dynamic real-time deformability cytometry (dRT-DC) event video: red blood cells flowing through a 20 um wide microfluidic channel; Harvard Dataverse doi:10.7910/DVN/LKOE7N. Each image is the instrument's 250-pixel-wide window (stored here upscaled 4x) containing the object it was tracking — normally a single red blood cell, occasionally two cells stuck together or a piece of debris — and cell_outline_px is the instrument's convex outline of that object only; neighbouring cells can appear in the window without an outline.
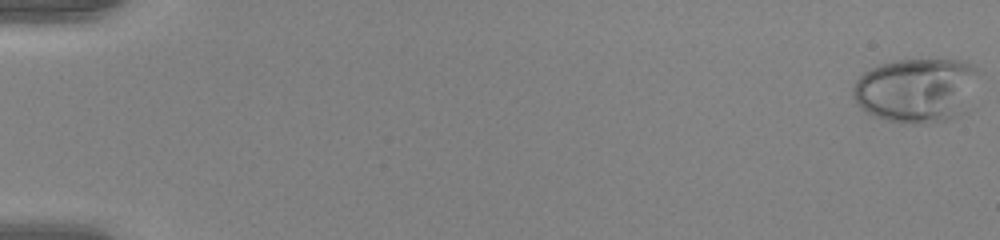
{"species": "human", "species_latin": "Homo sapiens", "temperature_condition": "warm", "stored_images_in_passage": 54, "camera_frame_rate_fps": 3000, "um_per_image_px": 0.085, "donor": {"sex": "female"}, "frame": {"image": 1, "passage_image": 1, "time_ms": 0.0, "image_size_px": [1000, 240], "cell_outline_px": [[976, 72], [952, 116], [944, 120], [888, 120], [876, 116], [868, 112], [856, 100], [852, 92], [852, 88], [856, 80], [864, 72], [880, 64], [896, 60], [968, 60], [976, 68]], "centroid_in_image_um": [77.7, 7.55], "position_along_channel_um": 7.3, "area_um2": 43.7}}
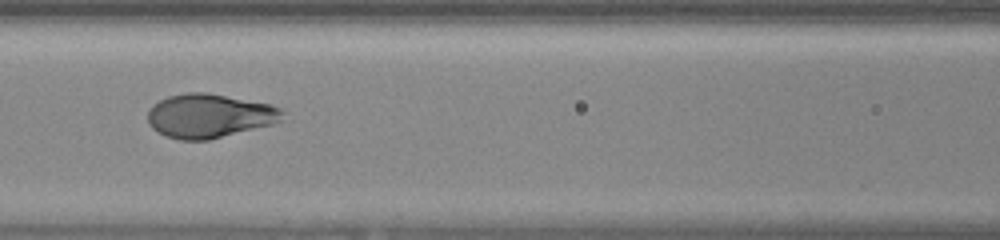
{"frame": {"image": 2, "passage_image": 26, "time_ms": 8.333, "image_size_px": [1000, 240], "cell_outline_px": [[284, 112], [280, 120], [272, 124], [208, 140], [180, 140], [168, 136], [152, 128], [148, 124], [148, 112], [152, 104], [168, 96], [188, 92], [208, 92], [268, 104], [280, 108]], "centroid_in_image_um": [17.76, 9.84], "position_along_channel_um": 148.8, "area_um2": 34.22}}
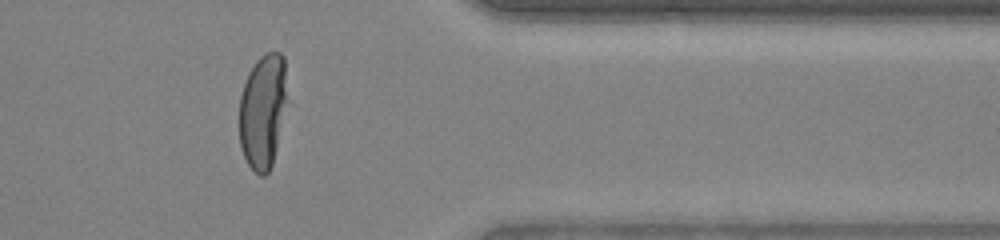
{"frame": {"image": 3, "passage_image": 45, "time_ms": 14.667, "image_size_px": [1000, 240], "cell_outline_px": [[284, 100], [276, 148], [272, 164], [268, 172], [264, 176], [260, 176], [248, 164], [240, 148], [240, 96], [248, 72], [256, 60], [264, 52], [280, 52], [284, 56]], "centroid_in_image_um": [22.28, 9.43], "position_along_channel_um": 389.1, "area_um2": 30.92}, "authors_computed_cell_mechanics": {"area_um2": 35.0268, "velocity_mm_per_s": 3.9686, "shape_relaxation_time_tau1_ms": 4.2195, "shape_relaxation_time_tau2_ms": null, "deformation_change_tau1": 0.2621, "deformation_change_tau2": null}}